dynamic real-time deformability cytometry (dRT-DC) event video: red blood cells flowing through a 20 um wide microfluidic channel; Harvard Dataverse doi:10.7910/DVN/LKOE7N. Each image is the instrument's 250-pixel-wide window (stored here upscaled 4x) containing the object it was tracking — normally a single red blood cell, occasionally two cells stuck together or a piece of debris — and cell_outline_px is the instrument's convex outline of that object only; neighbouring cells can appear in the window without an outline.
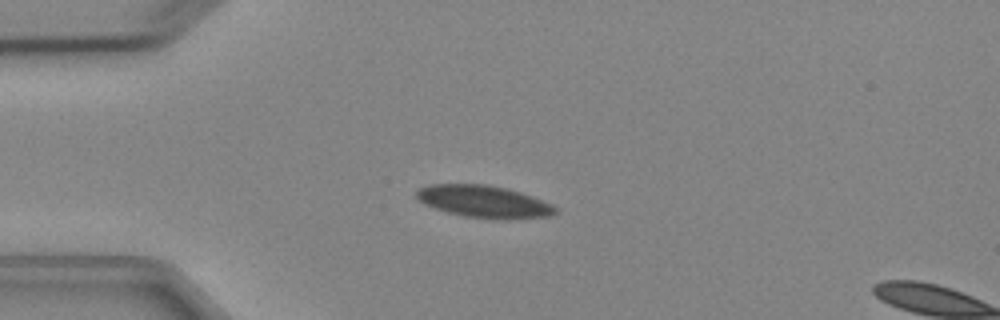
{"species": "Egyptian fruit bat (a non-hibernating species)", "species_latin": "Rousettus aegyptiacus", "temperature_condition": "cold", "stored_images_in_passage": 4, "camera_frame_rate_fps": 3000, "um_per_image_px": 0.085, "animal": {"sex": "female"}, "frame": {"image": 1, "passage_image": 3, "time_ms": 2.333, "image_size_px": [1000, 320], "cell_outline_px": [[556, 212], [552, 216], [508, 220], [464, 216], [448, 212], [424, 204], [416, 196], [416, 192], [420, 188], [428, 184], [488, 184], [508, 188], [532, 196], [552, 204], [556, 208]], "centroid_in_image_um": [41.16, 17.13], "position_along_channel_um": 43.8, "area_um2": 26.13}}